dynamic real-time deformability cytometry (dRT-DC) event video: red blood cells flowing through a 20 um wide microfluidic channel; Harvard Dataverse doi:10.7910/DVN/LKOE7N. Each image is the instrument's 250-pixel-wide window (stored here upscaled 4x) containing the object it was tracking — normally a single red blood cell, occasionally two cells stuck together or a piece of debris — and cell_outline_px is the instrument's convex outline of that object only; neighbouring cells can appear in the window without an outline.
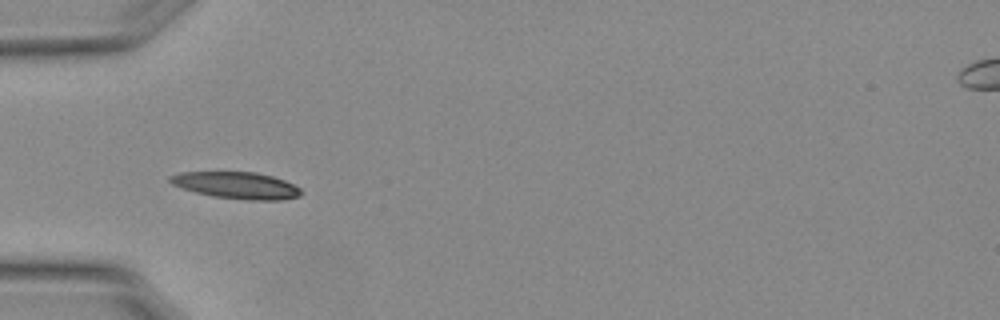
{"species": "Egyptian fruit bat (a non-hibernating species)", "species_latin": "Rousettus aegyptiacus", "temperature_condition": "warm", "stored_images_in_passage": 27, "camera_frame_rate_fps": 3000, "um_per_image_px": 0.085, "animal": {"sex": "female"}, "frame": {"image": 1, "passage_image": 5, "time_ms": 1.333, "image_size_px": [1000, 320], "cell_outline_px": [[304, 192], [300, 196], [280, 200], [248, 200], [212, 196], [196, 192], [172, 184], [168, 180], [168, 176], [180, 172], [256, 172], [272, 176], [284, 180], [300, 188]], "centroid_in_image_um": [20.12, 15.75], "position_along_channel_um": 64.9, "area_um2": 20.4}}
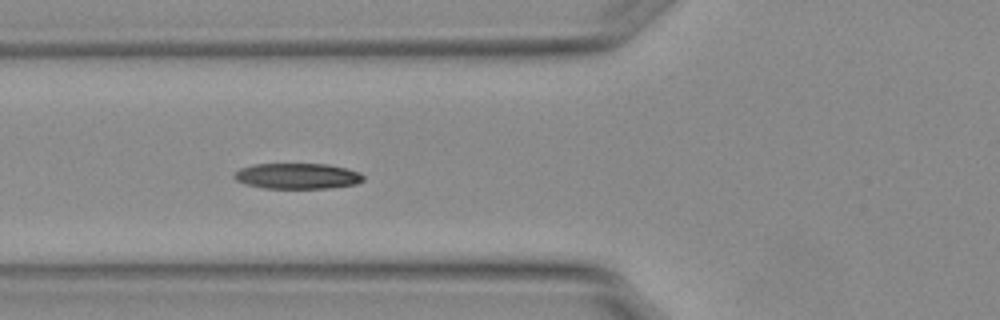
{"frame": {"image": 2, "passage_image": 8, "time_ms": 2.333, "image_size_px": [1000, 320], "cell_outline_px": [[364, 180], [356, 184], [328, 188], [264, 188], [244, 184], [236, 180], [232, 176], [240, 168], [252, 164], [328, 164], [360, 172], [364, 176]], "centroid_in_image_um": [25.26, 14.96], "position_along_channel_um": 100.5, "area_um2": 19.36}}
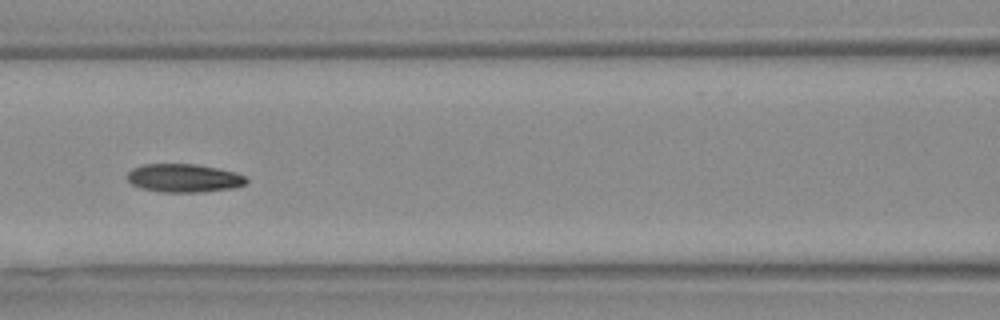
{"frame": {"image": 3, "passage_image": 12, "time_ms": 3.667, "image_size_px": [1000, 320], "cell_outline_px": [[248, 180], [244, 184], [232, 188], [200, 192], [160, 192], [140, 188], [132, 184], [128, 180], [128, 172], [132, 168], [144, 164], [196, 164], [236, 172], [244, 176]], "centroid_in_image_um": [15.61, 15.13], "position_along_channel_um": 151.0, "area_um2": 19.59}}